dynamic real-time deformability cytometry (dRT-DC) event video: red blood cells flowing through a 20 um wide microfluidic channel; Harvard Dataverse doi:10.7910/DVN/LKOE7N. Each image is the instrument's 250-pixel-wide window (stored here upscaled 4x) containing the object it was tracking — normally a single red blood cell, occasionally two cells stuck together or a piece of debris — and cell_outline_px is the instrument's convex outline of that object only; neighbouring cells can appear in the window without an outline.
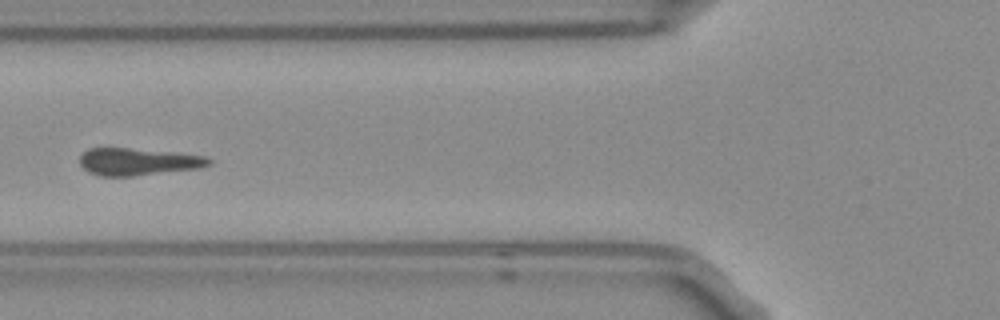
{"species": "Egyptian fruit bat (a non-hibernating species)", "species_latin": "Rousettus aegyptiacus", "temperature_condition": "room temperature", "stored_images_in_passage": 9, "camera_frame_rate_fps": 3000, "um_per_image_px": 0.085, "frame": {"image": 1, "passage_image": 6, "time_ms": 1.667, "image_size_px": [1000, 320], "cell_outline_px": [[212, 164], [200, 168], [132, 176], [100, 176], [88, 172], [80, 164], [80, 156], [88, 148], [128, 148], [172, 152], [204, 156], [212, 160]], "centroid_in_image_um": [11.72, 13.75], "position_along_channel_um": 114.1, "area_um2": 20.4}}